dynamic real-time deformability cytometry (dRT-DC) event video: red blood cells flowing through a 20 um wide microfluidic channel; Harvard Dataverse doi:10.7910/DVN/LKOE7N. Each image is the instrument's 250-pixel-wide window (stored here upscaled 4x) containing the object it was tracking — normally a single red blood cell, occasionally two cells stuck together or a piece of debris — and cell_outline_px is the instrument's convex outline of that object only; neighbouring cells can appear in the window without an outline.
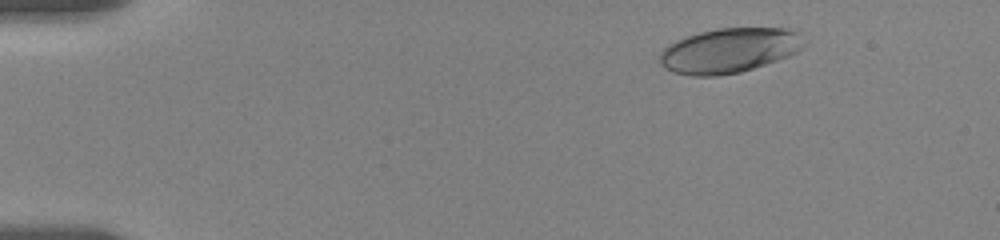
{"species": "human", "species_latin": "Homo sapiens", "temperature_condition": "room temperature", "stored_images_in_passage": 9, "camera_frame_rate_fps": 3000, "um_per_image_px": 0.085, "donor": {"sex": "female"}, "frame": {"image": 1, "passage_image": 3, "time_ms": 1.667, "image_size_px": [1000, 240], "cell_outline_px": [[804, 48], [788, 56], [740, 72], [716, 76], [692, 76], [672, 72], [660, 64], [660, 52], [668, 44], [676, 40], [700, 32], [716, 28], [784, 28], [800, 32], [804, 44]], "centroid_in_image_um": [61.97, 4.29], "position_along_channel_um": 23.0, "area_um2": 37.57}}
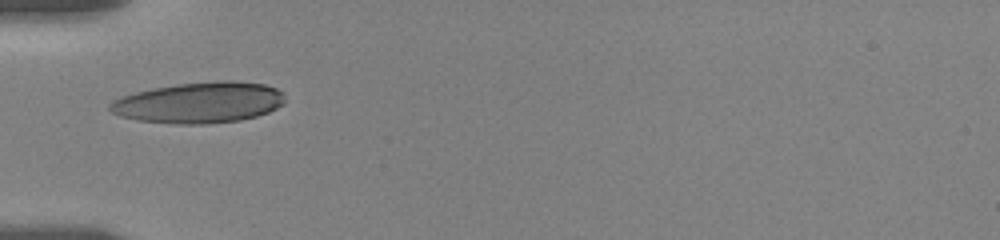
{"frame": {"image": 2, "passage_image": 7, "time_ms": 5.667, "image_size_px": [1000, 240], "cell_outline_px": [[284, 104], [268, 112], [256, 116], [240, 120], [208, 124], [176, 124], [136, 120], [120, 116], [112, 112], [108, 108], [108, 104], [112, 100], [120, 96], [152, 88], [176, 84], [220, 80], [236, 80], [264, 84], [276, 88], [284, 92]], "centroid_in_image_um": [16.93, 8.71], "position_along_channel_um": 68.1, "area_um2": 42.19}}
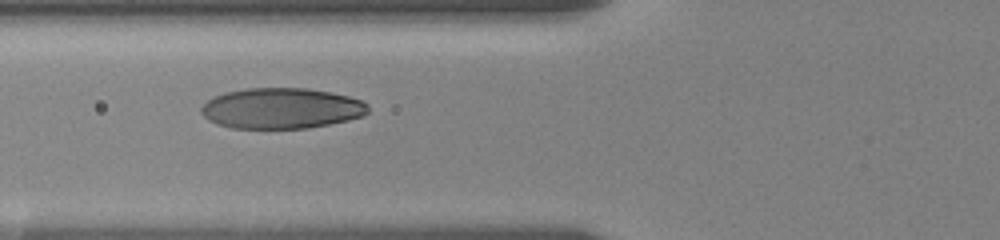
{"frame": {"image": 3, "passage_image": 8, "time_ms": 6.667, "image_size_px": [1000, 240], "cell_outline_px": [[368, 112], [364, 116], [348, 120], [308, 128], [232, 128], [216, 124], [208, 120], [200, 112], [200, 108], [212, 96], [228, 92], [248, 88], [304, 88], [328, 92], [348, 96], [360, 100], [368, 104]], "centroid_in_image_um": [23.9, 9.21], "position_along_channel_um": 101.9, "area_um2": 39.48}}